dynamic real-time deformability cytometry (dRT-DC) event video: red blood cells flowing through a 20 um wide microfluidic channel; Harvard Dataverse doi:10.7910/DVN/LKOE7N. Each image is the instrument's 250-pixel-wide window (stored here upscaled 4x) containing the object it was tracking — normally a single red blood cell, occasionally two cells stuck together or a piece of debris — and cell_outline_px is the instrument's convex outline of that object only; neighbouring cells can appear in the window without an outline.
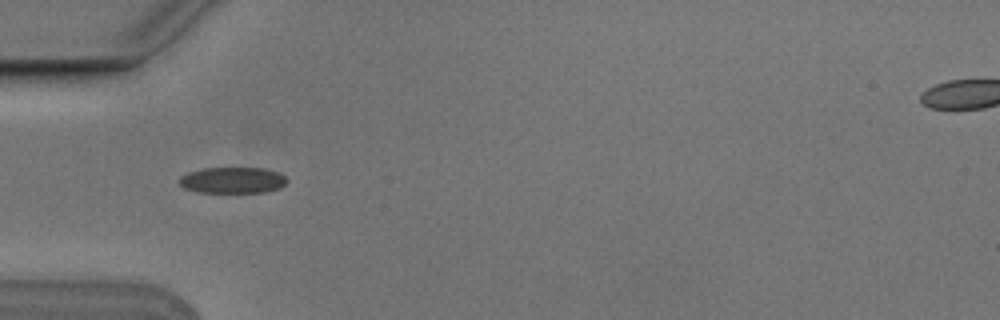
{"species": "Egyptian fruit bat (a non-hibernating species)", "species_latin": "Rousettus aegyptiacus", "temperature_condition": "cold", "stored_images_in_passage": 7, "camera_frame_rate_fps": 3000, "um_per_image_px": 0.085, "animal": {"sex": "male"}, "frame": {"image": 1, "passage_image": 2, "time_ms": 0.333, "image_size_px": [1000, 320], "cell_outline_px": [[288, 180], [280, 188], [264, 192], [196, 192], [184, 188], [180, 184], [180, 176], [188, 172], [204, 168], [264, 168], [276, 172], [284, 176]], "centroid_in_image_um": [19.75, 15.32], "position_along_channel_um": 65.2, "area_um2": 16.3}}
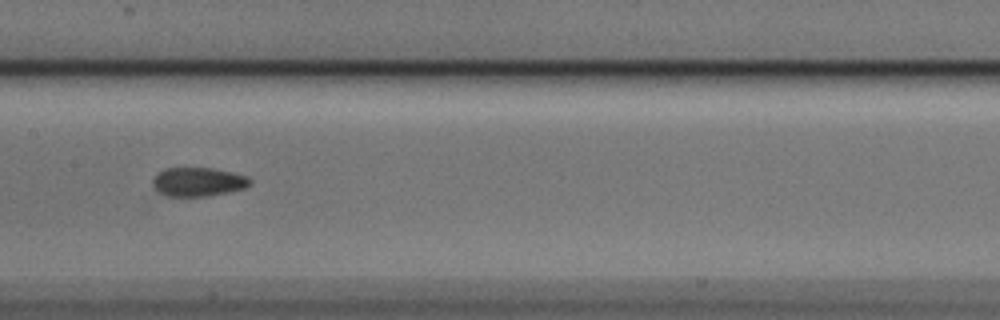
{"frame": {"image": 2, "passage_image": 5, "time_ms": 1.333, "image_size_px": [1000, 320], "cell_outline_px": [[252, 184], [244, 188], [228, 192], [208, 196], [164, 196], [156, 192], [152, 184], [152, 180], [164, 168], [212, 168], [248, 176], [252, 180]], "centroid_in_image_um": [16.83, 15.47], "position_along_channel_um": 190.6, "area_um2": 16.47}}
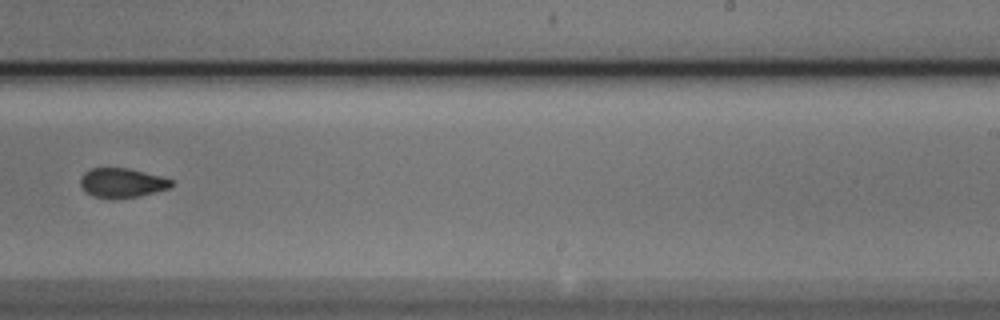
{"frame": {"image": 3, "passage_image": 7, "time_ms": 2.0, "image_size_px": [1000, 320], "cell_outline_px": [[172, 184], [168, 188], [140, 196], [112, 200], [92, 196], [84, 192], [80, 184], [80, 176], [84, 172], [92, 168], [128, 168], [160, 176], [172, 180]], "centroid_in_image_um": [10.3, 15.56], "position_along_channel_um": 278.7, "area_um2": 15.78}}